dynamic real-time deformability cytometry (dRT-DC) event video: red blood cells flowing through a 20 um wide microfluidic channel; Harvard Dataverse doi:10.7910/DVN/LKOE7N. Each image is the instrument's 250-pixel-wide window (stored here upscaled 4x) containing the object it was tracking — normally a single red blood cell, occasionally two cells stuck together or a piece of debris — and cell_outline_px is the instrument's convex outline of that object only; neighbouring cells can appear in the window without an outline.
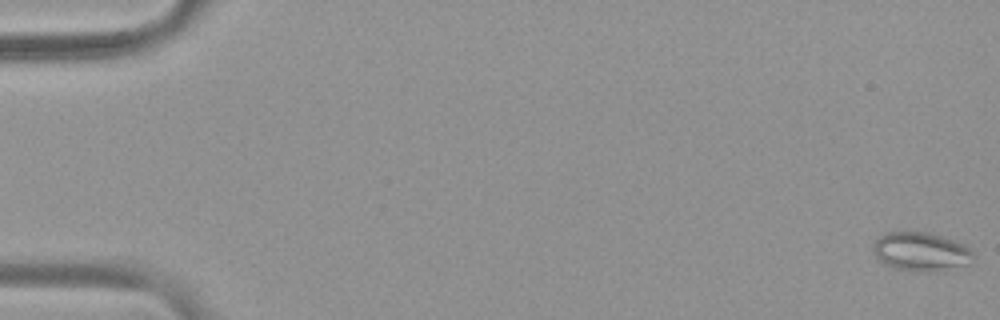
{"species": "common noctule bat (a hibernating species)", "species_latin": "Nyctalus noctula", "temperature_condition": "warm", "stored_images_in_passage": 55, "camera_frame_rate_fps": 3000, "um_per_image_px": 0.085, "animal": {"sex": "female", "body_mass_g": 19.9}, "frame": {"image": 1, "passage_image": 1, "time_ms": 0.0, "image_size_px": [1000, 320], "cell_outline_px": [[972, 256], [968, 264], [940, 272], [920, 272], [896, 268], [884, 264], [876, 256], [872, 248], [872, 244], [884, 232], [928, 232], [956, 240], [972, 248]], "centroid_in_image_um": [78.29, 21.39], "position_along_channel_um": 6.7, "area_um2": 22.89}}
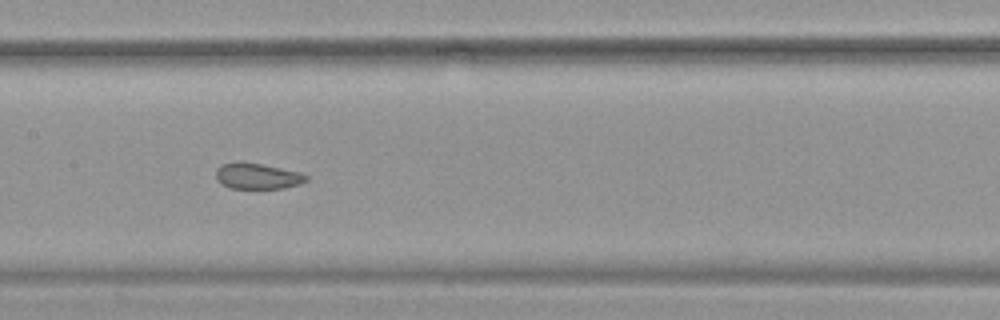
{"frame": {"image": 2, "passage_image": 28, "time_ms": 9.0, "image_size_px": [1000, 320], "cell_outline_px": [[308, 180], [300, 184], [284, 188], [228, 188], [216, 180], [216, 168], [220, 164], [240, 160], [300, 172], [308, 176]], "centroid_in_image_um": [21.83, 14.95], "position_along_channel_um": 185.6, "area_um2": 13.81}}
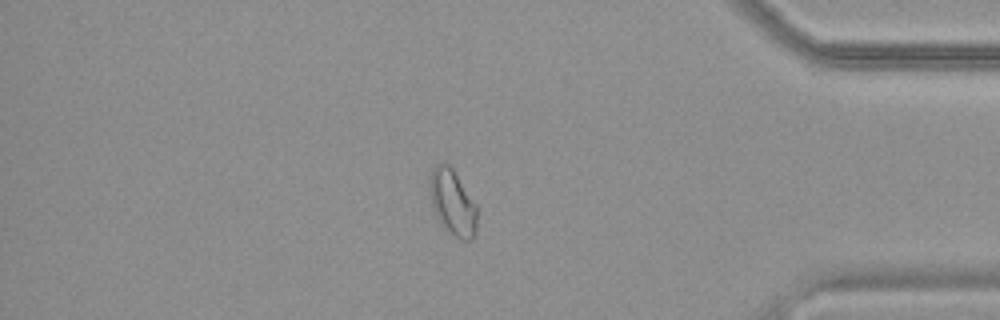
{"frame": {"image": 3, "passage_image": 47, "time_ms": 15.333, "image_size_px": [1000, 320], "cell_outline_px": [[476, 228], [472, 240], [460, 240], [444, 232], [436, 216], [432, 204], [428, 188], [432, 168], [436, 164], [444, 160], [452, 168], [476, 204]], "centroid_in_image_um": [38.43, 17.23], "position_along_channel_um": 396.8, "area_um2": 18.5}, "authors_computed_cell_mechanics": {"area_um2": 17.1666, "velocity_mm_per_s": 3.7737, "shape_relaxation_time_tau1_ms": null, "shape_relaxation_time_tau2_ms": 0.6588, "deformation_change_tau1": null, "deformation_change_tau2": 0.0535}}